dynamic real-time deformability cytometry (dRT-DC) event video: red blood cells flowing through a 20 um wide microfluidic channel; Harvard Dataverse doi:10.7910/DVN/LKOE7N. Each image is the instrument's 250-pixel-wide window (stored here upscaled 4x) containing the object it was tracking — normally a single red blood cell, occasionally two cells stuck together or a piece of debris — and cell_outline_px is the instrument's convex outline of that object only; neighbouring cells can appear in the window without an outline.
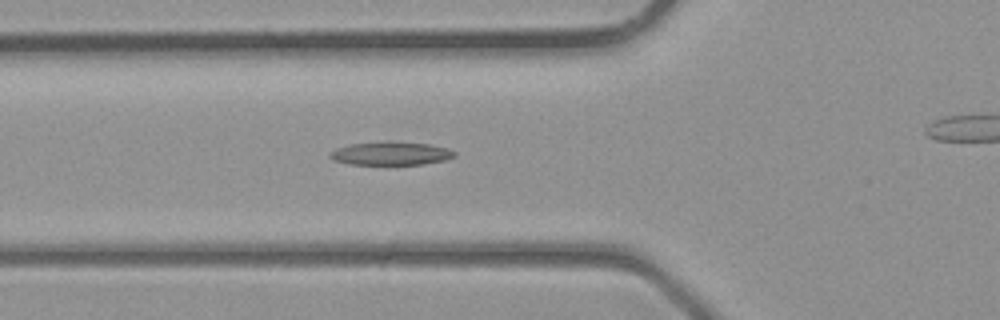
{"species": "common noctule bat (a hibernating species)", "species_latin": "Nyctalus noctula", "temperature_condition": "room temperature", "stored_images_in_passage": 25, "camera_frame_rate_fps": 3000, "um_per_image_px": 0.085, "animal": {"sex": "male", "body_mass_g": 23.1, "forearm_length_mm": 52.7}, "frame": {"image": 1, "passage_image": 6, "time_ms": 1.667, "image_size_px": [1000, 320], "cell_outline_px": [[456, 156], [444, 160], [424, 164], [348, 164], [332, 160], [328, 156], [328, 152], [336, 148], [348, 144], [428, 144], [448, 148], [456, 152]], "centroid_in_image_um": [33.19, 13.09], "position_along_channel_um": 92.6, "area_um2": 16.13}}
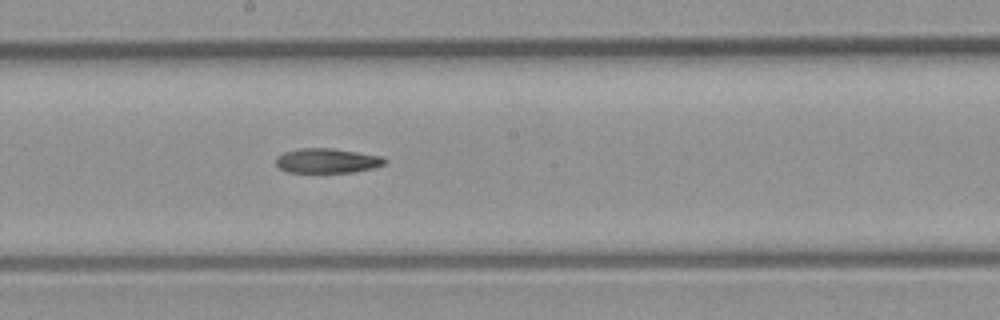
{"frame": {"image": 2, "passage_image": 13, "time_ms": 4.0, "image_size_px": [1000, 320], "cell_outline_px": [[388, 160], [384, 164], [372, 168], [352, 172], [288, 172], [280, 168], [276, 164], [276, 156], [284, 152], [300, 148], [332, 148], [380, 156]], "centroid_in_image_um": [27.78, 13.65], "position_along_channel_um": 220.4, "area_um2": 15.49}}
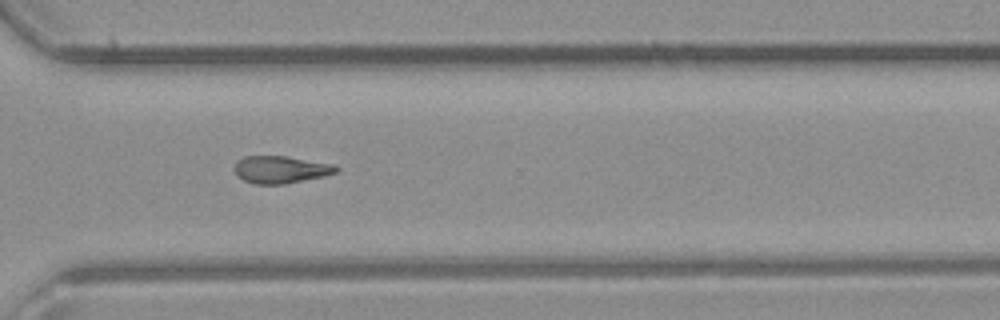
{"frame": {"image": 3, "passage_image": 20, "time_ms": 6.333, "image_size_px": [1000, 320], "cell_outline_px": [[340, 168], [336, 172], [324, 176], [284, 184], [252, 184], [236, 176], [236, 160], [244, 156], [284, 156], [336, 164]], "centroid_in_image_um": [23.87, 14.41], "position_along_channel_um": 346.7, "area_um2": 16.24}}